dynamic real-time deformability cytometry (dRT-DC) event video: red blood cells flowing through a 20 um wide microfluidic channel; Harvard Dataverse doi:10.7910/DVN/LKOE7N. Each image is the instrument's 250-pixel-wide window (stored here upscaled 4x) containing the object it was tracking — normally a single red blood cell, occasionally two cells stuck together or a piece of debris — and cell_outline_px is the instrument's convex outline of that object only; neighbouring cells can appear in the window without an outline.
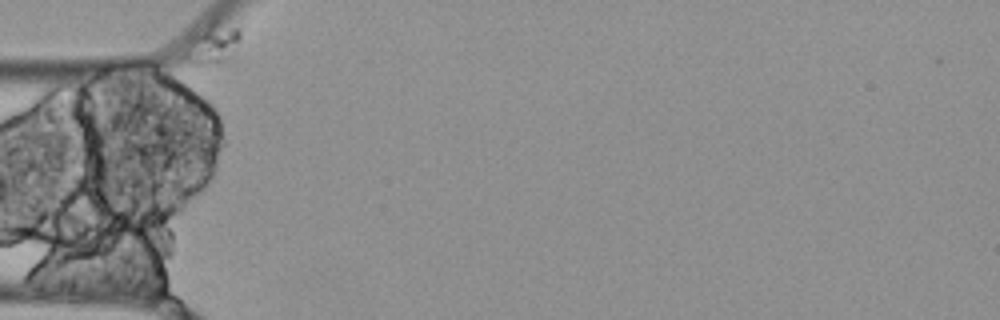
{"species": "Egyptian fruit bat (a non-hibernating species)", "species_latin": "Rousettus aegyptiacus", "temperature_condition": "cold", "stored_images_in_passage": 13, "camera_frame_rate_fps": 3000, "um_per_image_px": 0.085, "animal": {"sex": "female"}, "frame": {"image": 1, "passage_image": 1, "time_ms": 0.0, "image_size_px": [1000, 320], "cell_outline_px": [[240, 40], [232, 60], [228, 64], [208, 68], [200, 68], [172, 64], [216, 20], [240, 28]], "centroid_in_image_um": [18.04, 4.02], "position_along_channel_um": 67.0, "area_um2": 13.99}}
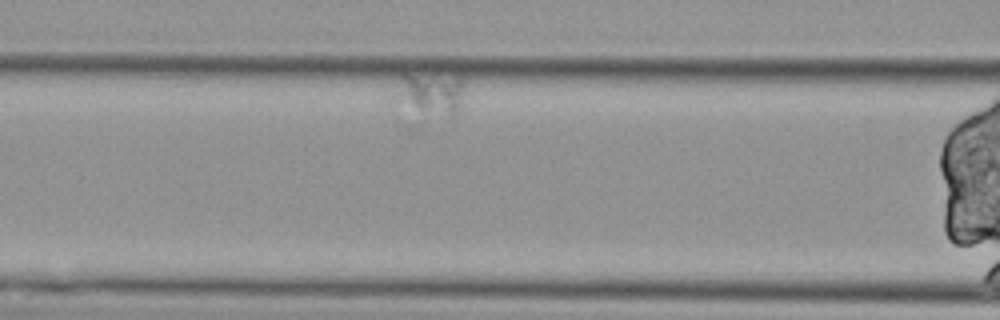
{"frame": {"image": 2, "passage_image": 9, "time_ms": 2.667, "image_size_px": [1000, 320], "cell_outline_px": [[464, 96], [456, 116], [452, 116], [420, 108], [392, 100], [392, 96], [404, 72], [460, 76]], "centroid_in_image_um": [36.6, 7.85], "position_along_channel_um": 130.0, "area_um2": 16.7}}
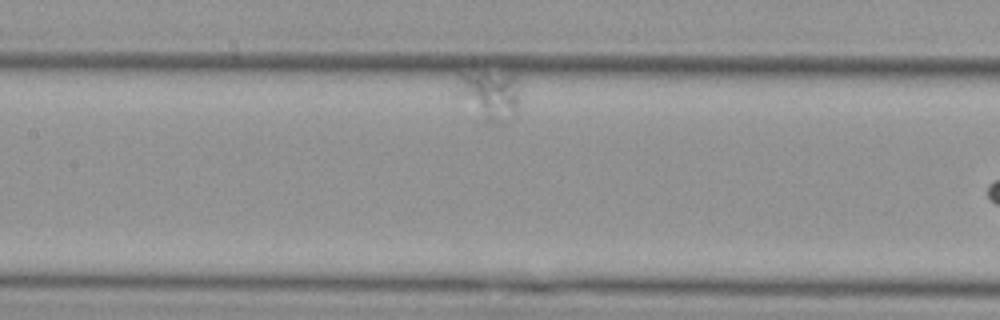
{"frame": {"image": 3, "passage_image": 12, "time_ms": 3.667, "image_size_px": [1000, 320], "cell_outline_px": [[520, 104], [516, 116], [496, 124], [488, 124], [456, 92], [456, 72], [512, 72], [516, 76], [520, 88]], "centroid_in_image_um": [41.68, 8.02], "position_along_channel_um": 165.7, "area_um2": 19.02}}